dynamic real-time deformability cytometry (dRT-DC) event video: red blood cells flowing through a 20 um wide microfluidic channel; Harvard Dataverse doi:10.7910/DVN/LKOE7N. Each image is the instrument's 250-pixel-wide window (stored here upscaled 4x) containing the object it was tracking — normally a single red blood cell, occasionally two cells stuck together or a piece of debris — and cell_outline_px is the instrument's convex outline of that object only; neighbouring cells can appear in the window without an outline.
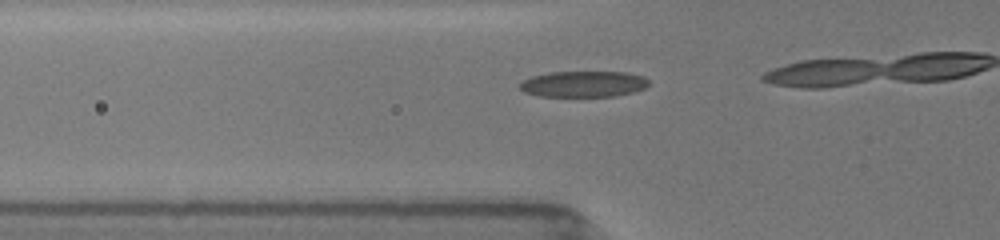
{"species": "common noctule bat (a hibernating species)", "species_latin": "Nyctalus noctula", "temperature_condition": "room temperature", "stored_images_in_passage": 19, "camera_frame_rate_fps": 3000, "um_per_image_px": 0.085, "animal": {"sex": "female", "body_mass_g": 19.5, "forearm_length_mm": 54.1}, "frame": {"image": 1, "passage_image": 15, "time_ms": 4.667, "image_size_px": [1000, 240], "cell_outline_px": [[648, 84], [644, 88], [632, 92], [612, 96], [540, 96], [524, 92], [516, 84], [520, 80], [532, 76], [548, 72], [624, 72], [644, 76], [648, 80]], "centroid_in_image_um": [49.52, 7.13], "position_along_channel_um": 76.3, "area_um2": 19.59}}
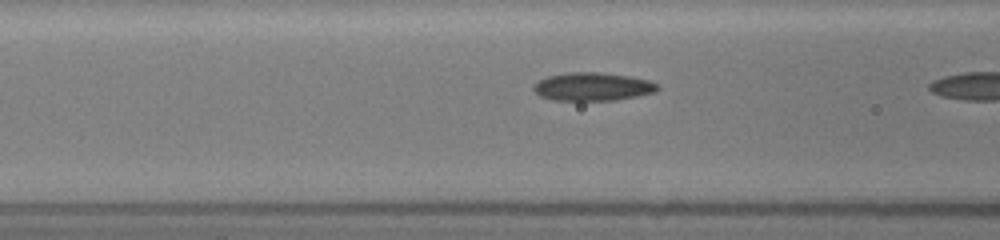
{"frame": {"image": 2, "passage_image": 18, "time_ms": 5.667, "image_size_px": [1000, 240], "cell_outline_px": [[660, 88], [656, 92], [616, 100], [552, 100], [540, 96], [532, 88], [540, 80], [548, 76], [568, 72], [596, 72], [628, 76], [648, 80], [660, 84]], "centroid_in_image_um": [50.41, 7.37], "position_along_channel_um": 116.2, "area_um2": 20.29}}